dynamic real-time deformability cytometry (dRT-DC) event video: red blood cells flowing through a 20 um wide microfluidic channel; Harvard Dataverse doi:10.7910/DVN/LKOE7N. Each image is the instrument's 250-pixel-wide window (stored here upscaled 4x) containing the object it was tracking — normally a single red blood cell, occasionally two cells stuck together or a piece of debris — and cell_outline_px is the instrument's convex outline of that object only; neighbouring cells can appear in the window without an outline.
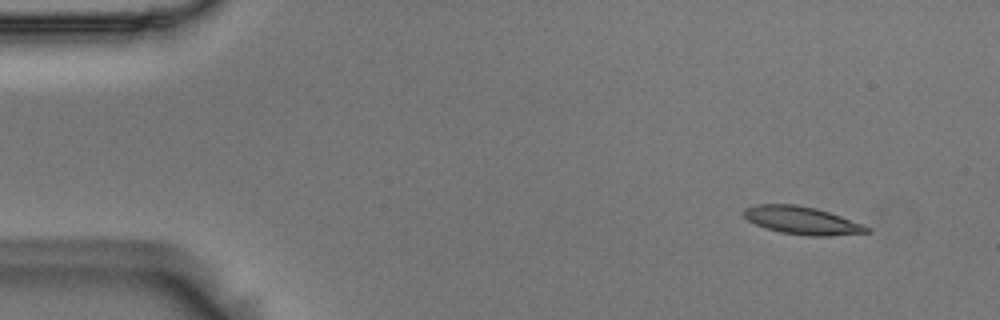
{"species": "Egyptian fruit bat (a non-hibernating species)", "species_latin": "Rousettus aegyptiacus", "temperature_condition": "room temperature", "stored_images_in_passage": 4, "camera_frame_rate_fps": 3000, "um_per_image_px": 0.085, "animal": {"sex": "male"}, "frame": {"image": 1, "passage_image": 1, "time_ms": 0.0, "image_size_px": [1000, 320], "cell_outline_px": [[872, 232], [828, 236], [808, 236], [780, 232], [756, 224], [748, 220], [740, 212], [744, 208], [756, 204], [796, 204], [816, 208], [864, 224], [872, 228]], "centroid_in_image_um": [68.18, 18.73], "position_along_channel_um": 16.8, "area_um2": 20.06}}
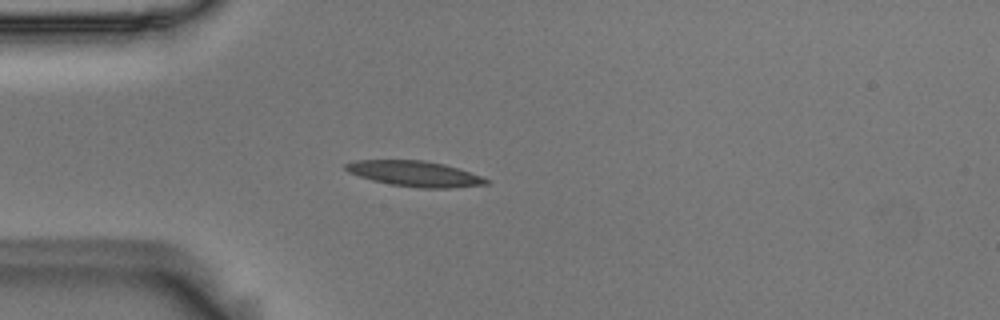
{"frame": {"image": 2, "passage_image": 4, "time_ms": 1.0, "image_size_px": [1000, 320], "cell_outline_px": [[488, 184], [448, 188], [420, 188], [392, 184], [372, 180], [348, 172], [344, 168], [344, 164], [356, 160], [424, 160], [444, 164], [480, 176], [488, 180]], "centroid_in_image_um": [35.21, 14.76], "position_along_channel_um": 49.8, "area_um2": 20.58}}